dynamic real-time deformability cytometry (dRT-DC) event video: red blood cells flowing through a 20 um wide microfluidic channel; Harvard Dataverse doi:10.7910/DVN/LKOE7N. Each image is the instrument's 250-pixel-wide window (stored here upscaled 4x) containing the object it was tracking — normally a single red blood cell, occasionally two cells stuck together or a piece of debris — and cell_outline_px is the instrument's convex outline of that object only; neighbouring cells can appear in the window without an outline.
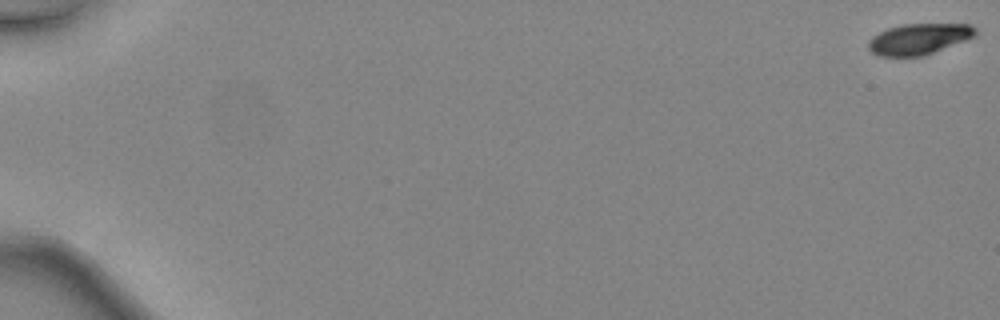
{"species": "common noctule bat (a hibernating species)", "species_latin": "Nyctalus noctula", "temperature_condition": "warm", "stored_images_in_passage": 16, "camera_frame_rate_fps": 3000, "um_per_image_px": 0.085, "animal": {"sex": "female", "body_mass_g": 24.6, "forearm_length_mm": 56.2}, "frame": {"image": 1, "passage_image": 1, "time_ms": 0.0, "image_size_px": [1000, 320], "cell_outline_px": [[976, 36], [924, 56], [880, 56], [872, 52], [868, 48], [868, 40], [872, 36], [888, 28], [904, 24], [972, 24], [976, 28]], "centroid_in_image_um": [78.11, 3.31], "position_along_channel_um": 6.9, "area_um2": 19.31}}
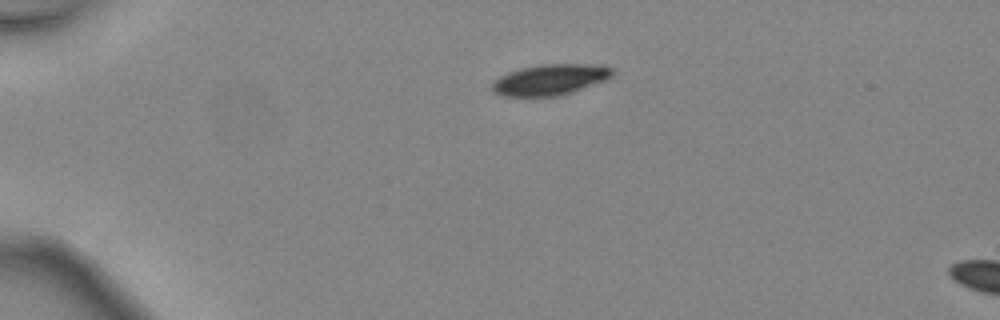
{"frame": {"image": 2, "passage_image": 13, "time_ms": 4.0, "image_size_px": [1000, 320], "cell_outline_px": [[612, 76], [604, 80], [572, 92], [560, 96], [500, 96], [492, 92], [492, 84], [500, 76], [508, 72], [524, 68], [544, 64], [588, 64], [612, 68]], "centroid_in_image_um": [46.71, 6.79], "position_along_channel_um": 38.3, "area_um2": 21.27}}